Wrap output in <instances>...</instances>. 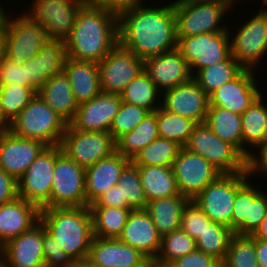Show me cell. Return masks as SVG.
Instances as JSON below:
<instances>
[{"mask_svg":"<svg viewBox=\"0 0 267 267\" xmlns=\"http://www.w3.org/2000/svg\"><path fill=\"white\" fill-rule=\"evenodd\" d=\"M147 201L180 195L172 167L137 166Z\"/></svg>","mask_w":267,"mask_h":267,"instance_id":"obj_32","label":"cell"},{"mask_svg":"<svg viewBox=\"0 0 267 267\" xmlns=\"http://www.w3.org/2000/svg\"><path fill=\"white\" fill-rule=\"evenodd\" d=\"M256 11L254 16L247 15L244 24H236L239 28L229 34L231 55L243 69L252 71H257V67L264 64V56L267 57V9Z\"/></svg>","mask_w":267,"mask_h":267,"instance_id":"obj_6","label":"cell"},{"mask_svg":"<svg viewBox=\"0 0 267 267\" xmlns=\"http://www.w3.org/2000/svg\"><path fill=\"white\" fill-rule=\"evenodd\" d=\"M88 259L99 267H142L149 259L119 238L92 240Z\"/></svg>","mask_w":267,"mask_h":267,"instance_id":"obj_25","label":"cell"},{"mask_svg":"<svg viewBox=\"0 0 267 267\" xmlns=\"http://www.w3.org/2000/svg\"><path fill=\"white\" fill-rule=\"evenodd\" d=\"M37 94L67 123L73 119L78 103L65 72L50 77Z\"/></svg>","mask_w":267,"mask_h":267,"instance_id":"obj_30","label":"cell"},{"mask_svg":"<svg viewBox=\"0 0 267 267\" xmlns=\"http://www.w3.org/2000/svg\"><path fill=\"white\" fill-rule=\"evenodd\" d=\"M197 249L196 240L181 228L161 236V246L155 259L163 267Z\"/></svg>","mask_w":267,"mask_h":267,"instance_id":"obj_41","label":"cell"},{"mask_svg":"<svg viewBox=\"0 0 267 267\" xmlns=\"http://www.w3.org/2000/svg\"><path fill=\"white\" fill-rule=\"evenodd\" d=\"M6 47V14L0 19V59L5 56Z\"/></svg>","mask_w":267,"mask_h":267,"instance_id":"obj_57","label":"cell"},{"mask_svg":"<svg viewBox=\"0 0 267 267\" xmlns=\"http://www.w3.org/2000/svg\"><path fill=\"white\" fill-rule=\"evenodd\" d=\"M0 267H5L4 266V259H3L2 254H0Z\"/></svg>","mask_w":267,"mask_h":267,"instance_id":"obj_66","label":"cell"},{"mask_svg":"<svg viewBox=\"0 0 267 267\" xmlns=\"http://www.w3.org/2000/svg\"><path fill=\"white\" fill-rule=\"evenodd\" d=\"M103 93L120 95L144 71V60L119 43L98 63Z\"/></svg>","mask_w":267,"mask_h":267,"instance_id":"obj_16","label":"cell"},{"mask_svg":"<svg viewBox=\"0 0 267 267\" xmlns=\"http://www.w3.org/2000/svg\"><path fill=\"white\" fill-rule=\"evenodd\" d=\"M130 163V159L117 151L85 168V194L87 206L111 187L118 184L121 172Z\"/></svg>","mask_w":267,"mask_h":267,"instance_id":"obj_26","label":"cell"},{"mask_svg":"<svg viewBox=\"0 0 267 267\" xmlns=\"http://www.w3.org/2000/svg\"><path fill=\"white\" fill-rule=\"evenodd\" d=\"M249 179L247 172L221 174L208 184L193 201L213 222L231 229L236 191Z\"/></svg>","mask_w":267,"mask_h":267,"instance_id":"obj_10","label":"cell"},{"mask_svg":"<svg viewBox=\"0 0 267 267\" xmlns=\"http://www.w3.org/2000/svg\"><path fill=\"white\" fill-rule=\"evenodd\" d=\"M259 184V182L257 184L256 181L253 182L252 179H249L248 218H245L244 222L234 231L235 234L252 235L258 229L266 215L267 189L265 188L263 190V186L260 185V188Z\"/></svg>","mask_w":267,"mask_h":267,"instance_id":"obj_43","label":"cell"},{"mask_svg":"<svg viewBox=\"0 0 267 267\" xmlns=\"http://www.w3.org/2000/svg\"><path fill=\"white\" fill-rule=\"evenodd\" d=\"M119 239L149 260L156 259L161 246V235L145 209L131 210Z\"/></svg>","mask_w":267,"mask_h":267,"instance_id":"obj_24","label":"cell"},{"mask_svg":"<svg viewBox=\"0 0 267 267\" xmlns=\"http://www.w3.org/2000/svg\"><path fill=\"white\" fill-rule=\"evenodd\" d=\"M1 254L5 267H45L41 221L5 243Z\"/></svg>","mask_w":267,"mask_h":267,"instance_id":"obj_21","label":"cell"},{"mask_svg":"<svg viewBox=\"0 0 267 267\" xmlns=\"http://www.w3.org/2000/svg\"><path fill=\"white\" fill-rule=\"evenodd\" d=\"M256 73L255 70L244 69L236 78L225 83L209 96L210 106L241 115L262 93Z\"/></svg>","mask_w":267,"mask_h":267,"instance_id":"obj_19","label":"cell"},{"mask_svg":"<svg viewBox=\"0 0 267 267\" xmlns=\"http://www.w3.org/2000/svg\"><path fill=\"white\" fill-rule=\"evenodd\" d=\"M147 0H88L95 6H100L119 16L125 11L146 4Z\"/></svg>","mask_w":267,"mask_h":267,"instance_id":"obj_53","label":"cell"},{"mask_svg":"<svg viewBox=\"0 0 267 267\" xmlns=\"http://www.w3.org/2000/svg\"><path fill=\"white\" fill-rule=\"evenodd\" d=\"M18 197L17 181L0 168V206Z\"/></svg>","mask_w":267,"mask_h":267,"instance_id":"obj_54","label":"cell"},{"mask_svg":"<svg viewBox=\"0 0 267 267\" xmlns=\"http://www.w3.org/2000/svg\"><path fill=\"white\" fill-rule=\"evenodd\" d=\"M93 233L98 238H119L127 222L131 208L89 206Z\"/></svg>","mask_w":267,"mask_h":267,"instance_id":"obj_36","label":"cell"},{"mask_svg":"<svg viewBox=\"0 0 267 267\" xmlns=\"http://www.w3.org/2000/svg\"><path fill=\"white\" fill-rule=\"evenodd\" d=\"M117 185L121 188L122 199L132 210L146 208L148 201L137 166L130 162L121 172Z\"/></svg>","mask_w":267,"mask_h":267,"instance_id":"obj_44","label":"cell"},{"mask_svg":"<svg viewBox=\"0 0 267 267\" xmlns=\"http://www.w3.org/2000/svg\"><path fill=\"white\" fill-rule=\"evenodd\" d=\"M64 72L69 78L75 101L78 104L90 101L102 92L97 62L68 57Z\"/></svg>","mask_w":267,"mask_h":267,"instance_id":"obj_28","label":"cell"},{"mask_svg":"<svg viewBox=\"0 0 267 267\" xmlns=\"http://www.w3.org/2000/svg\"><path fill=\"white\" fill-rule=\"evenodd\" d=\"M159 137L175 141L181 147H184L197 124L193 120L167 111L161 106L154 111Z\"/></svg>","mask_w":267,"mask_h":267,"instance_id":"obj_38","label":"cell"},{"mask_svg":"<svg viewBox=\"0 0 267 267\" xmlns=\"http://www.w3.org/2000/svg\"><path fill=\"white\" fill-rule=\"evenodd\" d=\"M256 151V152H255ZM246 171L249 179L257 178L258 175H264L267 179V139L261 143L256 150L252 151L249 157L246 159Z\"/></svg>","mask_w":267,"mask_h":267,"instance_id":"obj_51","label":"cell"},{"mask_svg":"<svg viewBox=\"0 0 267 267\" xmlns=\"http://www.w3.org/2000/svg\"><path fill=\"white\" fill-rule=\"evenodd\" d=\"M149 113L144 108L122 101L119 112L113 118L109 133L116 141L122 135L134 130Z\"/></svg>","mask_w":267,"mask_h":267,"instance_id":"obj_46","label":"cell"},{"mask_svg":"<svg viewBox=\"0 0 267 267\" xmlns=\"http://www.w3.org/2000/svg\"><path fill=\"white\" fill-rule=\"evenodd\" d=\"M88 0H33L25 12L40 24L49 39L65 41L71 34L78 11Z\"/></svg>","mask_w":267,"mask_h":267,"instance_id":"obj_13","label":"cell"},{"mask_svg":"<svg viewBox=\"0 0 267 267\" xmlns=\"http://www.w3.org/2000/svg\"><path fill=\"white\" fill-rule=\"evenodd\" d=\"M177 37V50L187 60L192 76L200 69L231 56L230 31Z\"/></svg>","mask_w":267,"mask_h":267,"instance_id":"obj_11","label":"cell"},{"mask_svg":"<svg viewBox=\"0 0 267 267\" xmlns=\"http://www.w3.org/2000/svg\"><path fill=\"white\" fill-rule=\"evenodd\" d=\"M209 161L222 174L246 171V158L230 143L220 139L205 123H197L184 146Z\"/></svg>","mask_w":267,"mask_h":267,"instance_id":"obj_7","label":"cell"},{"mask_svg":"<svg viewBox=\"0 0 267 267\" xmlns=\"http://www.w3.org/2000/svg\"><path fill=\"white\" fill-rule=\"evenodd\" d=\"M142 267H163V266L155 260H149Z\"/></svg>","mask_w":267,"mask_h":267,"instance_id":"obj_61","label":"cell"},{"mask_svg":"<svg viewBox=\"0 0 267 267\" xmlns=\"http://www.w3.org/2000/svg\"><path fill=\"white\" fill-rule=\"evenodd\" d=\"M254 238L267 240V211L258 229L252 234Z\"/></svg>","mask_w":267,"mask_h":267,"instance_id":"obj_58","label":"cell"},{"mask_svg":"<svg viewBox=\"0 0 267 267\" xmlns=\"http://www.w3.org/2000/svg\"><path fill=\"white\" fill-rule=\"evenodd\" d=\"M40 221L74 262L88 259L94 238L89 206L43 208Z\"/></svg>","mask_w":267,"mask_h":267,"instance_id":"obj_3","label":"cell"},{"mask_svg":"<svg viewBox=\"0 0 267 267\" xmlns=\"http://www.w3.org/2000/svg\"><path fill=\"white\" fill-rule=\"evenodd\" d=\"M159 137L156 113H149L134 130L119 137L116 143V151L130 160L141 149Z\"/></svg>","mask_w":267,"mask_h":267,"instance_id":"obj_35","label":"cell"},{"mask_svg":"<svg viewBox=\"0 0 267 267\" xmlns=\"http://www.w3.org/2000/svg\"><path fill=\"white\" fill-rule=\"evenodd\" d=\"M179 193L192 201L222 173L202 156L181 147L173 163Z\"/></svg>","mask_w":267,"mask_h":267,"instance_id":"obj_14","label":"cell"},{"mask_svg":"<svg viewBox=\"0 0 267 267\" xmlns=\"http://www.w3.org/2000/svg\"><path fill=\"white\" fill-rule=\"evenodd\" d=\"M165 2L147 3L118 16V43L142 60L177 48L173 3Z\"/></svg>","mask_w":267,"mask_h":267,"instance_id":"obj_1","label":"cell"},{"mask_svg":"<svg viewBox=\"0 0 267 267\" xmlns=\"http://www.w3.org/2000/svg\"><path fill=\"white\" fill-rule=\"evenodd\" d=\"M59 146L68 158L84 168L116 151L115 140L109 132L76 130L69 124Z\"/></svg>","mask_w":267,"mask_h":267,"instance_id":"obj_12","label":"cell"},{"mask_svg":"<svg viewBox=\"0 0 267 267\" xmlns=\"http://www.w3.org/2000/svg\"><path fill=\"white\" fill-rule=\"evenodd\" d=\"M181 146L161 137L153 140L130 160L135 166L172 167Z\"/></svg>","mask_w":267,"mask_h":267,"instance_id":"obj_39","label":"cell"},{"mask_svg":"<svg viewBox=\"0 0 267 267\" xmlns=\"http://www.w3.org/2000/svg\"><path fill=\"white\" fill-rule=\"evenodd\" d=\"M260 1H261V4L259 5L260 8L265 9V7H266V9H267V0H260ZM261 5H262V6H261Z\"/></svg>","mask_w":267,"mask_h":267,"instance_id":"obj_65","label":"cell"},{"mask_svg":"<svg viewBox=\"0 0 267 267\" xmlns=\"http://www.w3.org/2000/svg\"><path fill=\"white\" fill-rule=\"evenodd\" d=\"M90 206H111L117 208H130L122 199L121 188L118 185L111 187L98 197Z\"/></svg>","mask_w":267,"mask_h":267,"instance_id":"obj_55","label":"cell"},{"mask_svg":"<svg viewBox=\"0 0 267 267\" xmlns=\"http://www.w3.org/2000/svg\"><path fill=\"white\" fill-rule=\"evenodd\" d=\"M234 231L229 227L213 222L196 239L197 249L211 255L221 263L224 261Z\"/></svg>","mask_w":267,"mask_h":267,"instance_id":"obj_40","label":"cell"},{"mask_svg":"<svg viewBox=\"0 0 267 267\" xmlns=\"http://www.w3.org/2000/svg\"><path fill=\"white\" fill-rule=\"evenodd\" d=\"M167 267H222L219 260L196 249L171 262Z\"/></svg>","mask_w":267,"mask_h":267,"instance_id":"obj_52","label":"cell"},{"mask_svg":"<svg viewBox=\"0 0 267 267\" xmlns=\"http://www.w3.org/2000/svg\"><path fill=\"white\" fill-rule=\"evenodd\" d=\"M82 206H87L85 168L68 158L59 145H55L51 195L44 208Z\"/></svg>","mask_w":267,"mask_h":267,"instance_id":"obj_8","label":"cell"},{"mask_svg":"<svg viewBox=\"0 0 267 267\" xmlns=\"http://www.w3.org/2000/svg\"><path fill=\"white\" fill-rule=\"evenodd\" d=\"M177 37L228 30L224 18L234 6L227 0H206L173 4Z\"/></svg>","mask_w":267,"mask_h":267,"instance_id":"obj_5","label":"cell"},{"mask_svg":"<svg viewBox=\"0 0 267 267\" xmlns=\"http://www.w3.org/2000/svg\"><path fill=\"white\" fill-rule=\"evenodd\" d=\"M40 221V209L19 196L0 206V244L30 230Z\"/></svg>","mask_w":267,"mask_h":267,"instance_id":"obj_27","label":"cell"},{"mask_svg":"<svg viewBox=\"0 0 267 267\" xmlns=\"http://www.w3.org/2000/svg\"><path fill=\"white\" fill-rule=\"evenodd\" d=\"M67 58L65 41L49 39L35 57L23 64L26 80L38 92L50 77L64 72Z\"/></svg>","mask_w":267,"mask_h":267,"instance_id":"obj_22","label":"cell"},{"mask_svg":"<svg viewBox=\"0 0 267 267\" xmlns=\"http://www.w3.org/2000/svg\"><path fill=\"white\" fill-rule=\"evenodd\" d=\"M15 84L32 87L26 80L25 66L17 65L4 56L0 59V86Z\"/></svg>","mask_w":267,"mask_h":267,"instance_id":"obj_49","label":"cell"},{"mask_svg":"<svg viewBox=\"0 0 267 267\" xmlns=\"http://www.w3.org/2000/svg\"><path fill=\"white\" fill-rule=\"evenodd\" d=\"M2 253V246H1V244H0V254Z\"/></svg>","mask_w":267,"mask_h":267,"instance_id":"obj_67","label":"cell"},{"mask_svg":"<svg viewBox=\"0 0 267 267\" xmlns=\"http://www.w3.org/2000/svg\"><path fill=\"white\" fill-rule=\"evenodd\" d=\"M222 267H259L255 238L252 235L233 234Z\"/></svg>","mask_w":267,"mask_h":267,"instance_id":"obj_42","label":"cell"},{"mask_svg":"<svg viewBox=\"0 0 267 267\" xmlns=\"http://www.w3.org/2000/svg\"><path fill=\"white\" fill-rule=\"evenodd\" d=\"M0 97H1V91H0ZM9 125H10V122L3 116L1 100H0V130L8 129Z\"/></svg>","mask_w":267,"mask_h":267,"instance_id":"obj_59","label":"cell"},{"mask_svg":"<svg viewBox=\"0 0 267 267\" xmlns=\"http://www.w3.org/2000/svg\"><path fill=\"white\" fill-rule=\"evenodd\" d=\"M120 97L123 102L144 108L151 113L161 106L162 92L143 71L125 86Z\"/></svg>","mask_w":267,"mask_h":267,"instance_id":"obj_34","label":"cell"},{"mask_svg":"<svg viewBox=\"0 0 267 267\" xmlns=\"http://www.w3.org/2000/svg\"><path fill=\"white\" fill-rule=\"evenodd\" d=\"M213 221L203 213L192 200L184 207L181 216V229L193 239H197Z\"/></svg>","mask_w":267,"mask_h":267,"instance_id":"obj_47","label":"cell"},{"mask_svg":"<svg viewBox=\"0 0 267 267\" xmlns=\"http://www.w3.org/2000/svg\"><path fill=\"white\" fill-rule=\"evenodd\" d=\"M67 122L38 94L10 122L8 130L21 138L42 141L47 146L59 145Z\"/></svg>","mask_w":267,"mask_h":267,"instance_id":"obj_4","label":"cell"},{"mask_svg":"<svg viewBox=\"0 0 267 267\" xmlns=\"http://www.w3.org/2000/svg\"><path fill=\"white\" fill-rule=\"evenodd\" d=\"M3 7H4L3 4L2 5L0 4V19L6 14V11L8 10Z\"/></svg>","mask_w":267,"mask_h":267,"instance_id":"obj_63","label":"cell"},{"mask_svg":"<svg viewBox=\"0 0 267 267\" xmlns=\"http://www.w3.org/2000/svg\"><path fill=\"white\" fill-rule=\"evenodd\" d=\"M205 123L223 141L242 154L241 115L220 107L209 106Z\"/></svg>","mask_w":267,"mask_h":267,"instance_id":"obj_33","label":"cell"},{"mask_svg":"<svg viewBox=\"0 0 267 267\" xmlns=\"http://www.w3.org/2000/svg\"><path fill=\"white\" fill-rule=\"evenodd\" d=\"M55 168V145L46 146L17 181L18 196L43 209L50 200Z\"/></svg>","mask_w":267,"mask_h":267,"instance_id":"obj_15","label":"cell"},{"mask_svg":"<svg viewBox=\"0 0 267 267\" xmlns=\"http://www.w3.org/2000/svg\"><path fill=\"white\" fill-rule=\"evenodd\" d=\"M47 145L0 130V168L18 181Z\"/></svg>","mask_w":267,"mask_h":267,"instance_id":"obj_17","label":"cell"},{"mask_svg":"<svg viewBox=\"0 0 267 267\" xmlns=\"http://www.w3.org/2000/svg\"><path fill=\"white\" fill-rule=\"evenodd\" d=\"M198 1H206V0H175V1H171L169 0V2L173 3V4H179V3H191V2H198Z\"/></svg>","mask_w":267,"mask_h":267,"instance_id":"obj_62","label":"cell"},{"mask_svg":"<svg viewBox=\"0 0 267 267\" xmlns=\"http://www.w3.org/2000/svg\"><path fill=\"white\" fill-rule=\"evenodd\" d=\"M190 200L174 195L147 202L145 210L151 216L158 233L163 236L181 228V216Z\"/></svg>","mask_w":267,"mask_h":267,"instance_id":"obj_31","label":"cell"},{"mask_svg":"<svg viewBox=\"0 0 267 267\" xmlns=\"http://www.w3.org/2000/svg\"><path fill=\"white\" fill-rule=\"evenodd\" d=\"M244 69L231 55L227 60L198 70L192 78L210 96L225 83L236 78Z\"/></svg>","mask_w":267,"mask_h":267,"instance_id":"obj_37","label":"cell"},{"mask_svg":"<svg viewBox=\"0 0 267 267\" xmlns=\"http://www.w3.org/2000/svg\"><path fill=\"white\" fill-rule=\"evenodd\" d=\"M65 43L69 58L101 62L118 44V16L87 1Z\"/></svg>","mask_w":267,"mask_h":267,"instance_id":"obj_2","label":"cell"},{"mask_svg":"<svg viewBox=\"0 0 267 267\" xmlns=\"http://www.w3.org/2000/svg\"><path fill=\"white\" fill-rule=\"evenodd\" d=\"M227 1L230 2L235 7V6H237V4L240 6V1H242V0H227ZM244 1H246V0H244Z\"/></svg>","mask_w":267,"mask_h":267,"instance_id":"obj_64","label":"cell"},{"mask_svg":"<svg viewBox=\"0 0 267 267\" xmlns=\"http://www.w3.org/2000/svg\"><path fill=\"white\" fill-rule=\"evenodd\" d=\"M121 104L120 95L101 92L90 101L78 104L77 111L68 124L76 130L109 132Z\"/></svg>","mask_w":267,"mask_h":267,"instance_id":"obj_20","label":"cell"},{"mask_svg":"<svg viewBox=\"0 0 267 267\" xmlns=\"http://www.w3.org/2000/svg\"><path fill=\"white\" fill-rule=\"evenodd\" d=\"M249 179L236 191L231 217V229L235 231L248 218Z\"/></svg>","mask_w":267,"mask_h":267,"instance_id":"obj_50","label":"cell"},{"mask_svg":"<svg viewBox=\"0 0 267 267\" xmlns=\"http://www.w3.org/2000/svg\"><path fill=\"white\" fill-rule=\"evenodd\" d=\"M255 249L259 267H267V240L255 238Z\"/></svg>","mask_w":267,"mask_h":267,"instance_id":"obj_56","label":"cell"},{"mask_svg":"<svg viewBox=\"0 0 267 267\" xmlns=\"http://www.w3.org/2000/svg\"><path fill=\"white\" fill-rule=\"evenodd\" d=\"M43 251L45 267H72L74 261L57 245L43 225Z\"/></svg>","mask_w":267,"mask_h":267,"instance_id":"obj_48","label":"cell"},{"mask_svg":"<svg viewBox=\"0 0 267 267\" xmlns=\"http://www.w3.org/2000/svg\"><path fill=\"white\" fill-rule=\"evenodd\" d=\"M21 13L15 16L13 13L6 12L5 57L17 65H23L35 57L49 40L45 29L40 24L25 12Z\"/></svg>","mask_w":267,"mask_h":267,"instance_id":"obj_9","label":"cell"},{"mask_svg":"<svg viewBox=\"0 0 267 267\" xmlns=\"http://www.w3.org/2000/svg\"><path fill=\"white\" fill-rule=\"evenodd\" d=\"M264 95L262 92L241 114L242 155L246 159L267 139V103Z\"/></svg>","mask_w":267,"mask_h":267,"instance_id":"obj_29","label":"cell"},{"mask_svg":"<svg viewBox=\"0 0 267 267\" xmlns=\"http://www.w3.org/2000/svg\"><path fill=\"white\" fill-rule=\"evenodd\" d=\"M1 107L3 116L11 122L35 97L37 91L33 87L20 85L0 86Z\"/></svg>","mask_w":267,"mask_h":267,"instance_id":"obj_45","label":"cell"},{"mask_svg":"<svg viewBox=\"0 0 267 267\" xmlns=\"http://www.w3.org/2000/svg\"><path fill=\"white\" fill-rule=\"evenodd\" d=\"M209 106V96L193 78L162 92L161 107L163 109L189 118L196 123L206 121Z\"/></svg>","mask_w":267,"mask_h":267,"instance_id":"obj_18","label":"cell"},{"mask_svg":"<svg viewBox=\"0 0 267 267\" xmlns=\"http://www.w3.org/2000/svg\"><path fill=\"white\" fill-rule=\"evenodd\" d=\"M72 267H99L94 265L89 259L75 261Z\"/></svg>","mask_w":267,"mask_h":267,"instance_id":"obj_60","label":"cell"},{"mask_svg":"<svg viewBox=\"0 0 267 267\" xmlns=\"http://www.w3.org/2000/svg\"><path fill=\"white\" fill-rule=\"evenodd\" d=\"M144 71L161 92L192 79L187 60L177 49L145 59Z\"/></svg>","mask_w":267,"mask_h":267,"instance_id":"obj_23","label":"cell"}]
</instances>
